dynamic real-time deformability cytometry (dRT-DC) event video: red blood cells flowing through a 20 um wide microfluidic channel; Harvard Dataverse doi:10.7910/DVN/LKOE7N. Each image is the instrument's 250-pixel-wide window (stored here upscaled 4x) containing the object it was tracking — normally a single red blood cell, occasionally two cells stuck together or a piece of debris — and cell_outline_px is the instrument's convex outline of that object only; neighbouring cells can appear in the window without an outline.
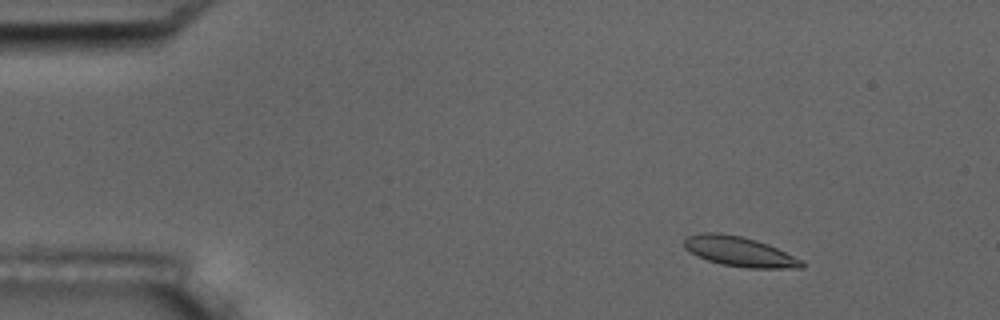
{"species": "common noctule bat (a hibernating species)", "species_latin": "Nyctalus noctula", "temperature_condition": "room temperature", "stored_images_in_passage": 9, "camera_frame_rate_fps": 3000, "um_per_image_px": 0.085, "animal": {"sex": "male", "body_mass_g": 17.5, "forearm_length_mm": 52.3}, "frame": {"image": 1, "passage_image": 1, "time_ms": 0.0, "image_size_px": [1000, 320], "cell_outline_px": [[804, 268], [748, 268], [720, 264], [696, 256], [684, 248], [684, 236], [700, 232], [720, 232], [740, 236], [756, 240], [768, 244], [804, 260]], "centroid_in_image_um": [62.83, 21.37], "position_along_channel_um": 22.2, "area_um2": 20.75}}
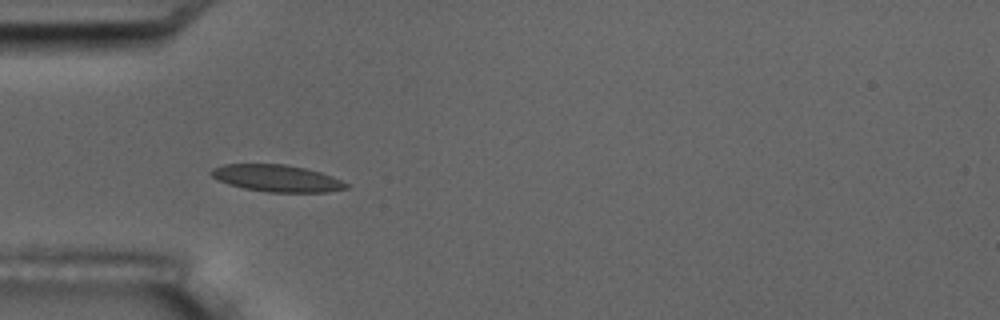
{"frame": {"image": 2, "passage_image": 4, "time_ms": 3.333, "image_size_px": [1000, 320], "cell_outline_px": [[348, 188], [328, 192], [268, 192], [244, 188], [228, 184], [212, 176], [208, 172], [212, 168], [224, 164], [284, 164], [304, 168], [320, 172], [332, 176], [348, 184]], "centroid_in_image_um": [23.52, 15.15], "position_along_channel_um": 61.5, "area_um2": 21.04}}
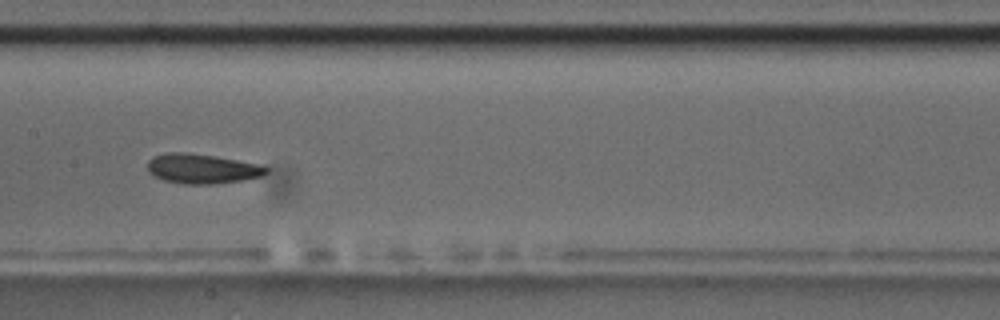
{"frame": {"image": 3, "passage_image": 7, "time_ms": 7.0, "image_size_px": [1000, 320], "cell_outline_px": [[268, 172], [260, 176], [244, 180], [212, 184], [184, 184], [164, 180], [152, 176], [148, 172], [148, 160], [152, 156], [164, 152], [184, 152], [212, 156], [236, 160], [256, 164], [268, 168]], "centroid_in_image_um": [17.1, 14.34], "position_along_channel_um": 190.3, "area_um2": 20.46}}